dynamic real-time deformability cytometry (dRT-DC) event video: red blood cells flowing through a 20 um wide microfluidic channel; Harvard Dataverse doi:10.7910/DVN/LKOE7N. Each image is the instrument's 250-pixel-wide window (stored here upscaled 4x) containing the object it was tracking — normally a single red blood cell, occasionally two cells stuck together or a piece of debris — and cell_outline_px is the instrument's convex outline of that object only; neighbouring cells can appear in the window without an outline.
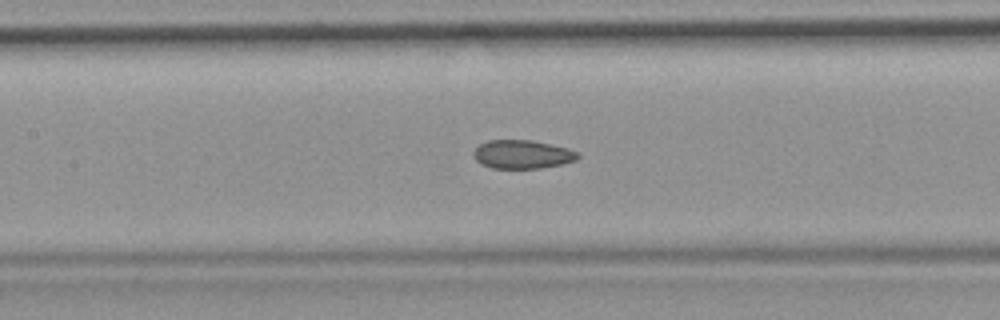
{"species": "common noctule bat (a hibernating species)", "species_latin": "Nyctalus noctula", "temperature_condition": "room temperature", "stored_images_in_passage": 42, "camera_frame_rate_fps": 3000, "um_per_image_px": 0.085, "animal": {"sex": "female", "body_mass_g": 19.9}, "frame": {"image": 1, "passage_image": 24, "time_ms": 7.667, "image_size_px": [1000, 320], "cell_outline_px": [[580, 156], [576, 160], [560, 164], [540, 168], [492, 168], [480, 164], [476, 160], [472, 152], [480, 144], [488, 140], [532, 140], [552, 144], [568, 148], [580, 152]], "centroid_in_image_um": [44.41, 13.11], "position_along_channel_um": 163.0, "area_um2": 17.46}}